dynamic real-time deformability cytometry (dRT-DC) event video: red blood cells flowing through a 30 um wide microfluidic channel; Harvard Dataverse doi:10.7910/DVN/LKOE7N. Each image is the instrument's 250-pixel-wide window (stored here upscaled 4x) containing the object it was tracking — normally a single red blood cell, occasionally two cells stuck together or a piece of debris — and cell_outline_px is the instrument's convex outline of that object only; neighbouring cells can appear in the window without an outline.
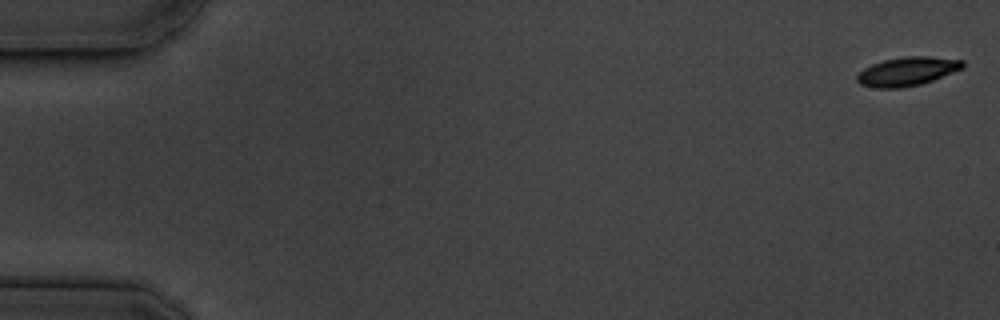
{"species": "common noctule bat (a hibernating species)", "species_latin": "Nyctalus noctula", "temperature_condition": "cold", "stored_images_in_passage": 23, "camera_frame_rate_fps": 3000, "um_per_image_px": 0.085, "animal": {"sex": "male", "body_mass_g": 19.5, "forearm_length_mm": 54.6}, "frame": {"image": 1, "passage_image": 1, "time_ms": 0.0, "image_size_px": [1000, 320], "cell_outline_px": [[964, 68], [932, 80], [920, 84], [900, 88], [876, 88], [860, 84], [856, 80], [856, 76], [864, 68], [872, 64], [884, 60], [904, 56], [928, 56], [964, 60]], "centroid_in_image_um": [77.11, 6.06], "position_along_channel_um": 7.9, "area_um2": 17.69}}